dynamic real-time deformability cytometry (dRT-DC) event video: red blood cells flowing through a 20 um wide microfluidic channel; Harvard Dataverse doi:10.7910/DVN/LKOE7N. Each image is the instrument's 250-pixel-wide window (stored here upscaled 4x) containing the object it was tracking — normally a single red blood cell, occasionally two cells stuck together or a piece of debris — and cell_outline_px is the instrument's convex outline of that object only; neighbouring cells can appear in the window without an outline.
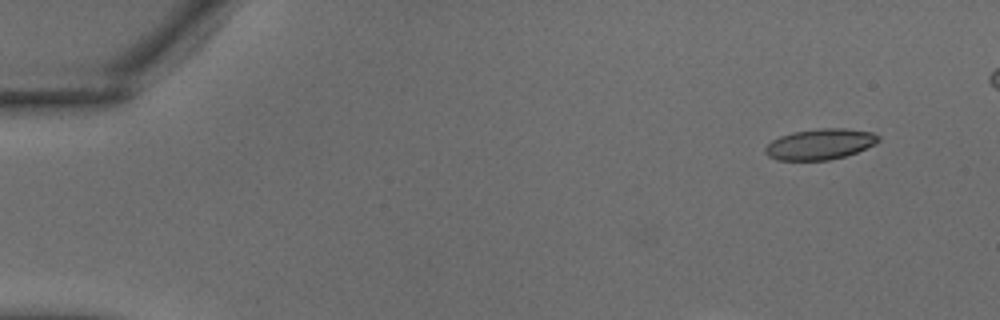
{"species": "common noctule bat (a hibernating species)", "species_latin": "Nyctalus noctula", "temperature_condition": "warm", "stored_images_in_passage": 25, "camera_frame_rate_fps": 3000, "um_per_image_px": 0.085, "animal": {"sex": "male", "body_mass_g": 18.8}, "frame": {"image": 1, "passage_image": 1, "time_ms": 0.0, "image_size_px": [1000, 320], "cell_outline_px": [[880, 140], [876, 144], [856, 152], [844, 156], [828, 160], [776, 160], [768, 156], [764, 152], [764, 148], [772, 140], [780, 136], [792, 132], [820, 128], [844, 128], [872, 132], [880, 136]], "centroid_in_image_um": [69.7, 12.25], "position_along_channel_um": 15.3, "area_um2": 20.35}}